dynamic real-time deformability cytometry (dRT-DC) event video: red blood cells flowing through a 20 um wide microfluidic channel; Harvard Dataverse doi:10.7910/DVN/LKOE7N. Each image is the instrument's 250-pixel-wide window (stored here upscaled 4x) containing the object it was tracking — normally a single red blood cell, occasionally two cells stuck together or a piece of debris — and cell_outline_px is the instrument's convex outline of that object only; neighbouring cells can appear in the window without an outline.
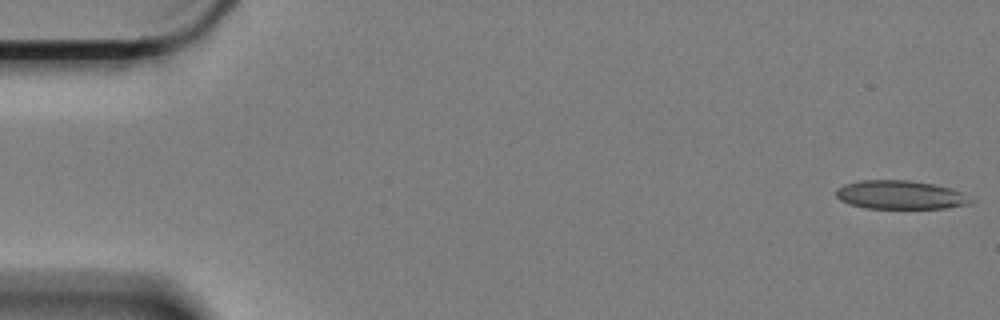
{"species": "Egyptian fruit bat (a non-hibernating species)", "species_latin": "Rousettus aegyptiacus", "temperature_condition": "cold", "stored_images_in_passage": 16, "camera_frame_rate_fps": 3000, "um_per_image_px": 0.085, "animal": {"sex": "female"}, "frame": {"image": 1, "passage_image": 1, "time_ms": 0.0, "image_size_px": [1000, 320], "cell_outline_px": [[976, 200], [972, 204], [944, 208], [868, 208], [848, 204], [840, 200], [836, 196], [836, 188], [844, 184], [860, 180], [912, 180], [932, 184], [948, 188], [960, 192]], "centroid_in_image_um": [76.52, 16.56], "position_along_channel_um": 8.5, "area_um2": 22.54}}
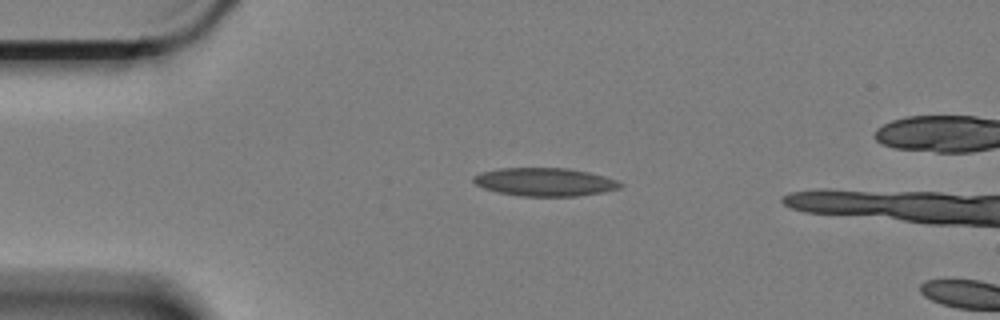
{"frame": {"image": 2, "passage_image": 13, "time_ms": 4.0, "image_size_px": [1000, 320], "cell_outline_px": [[624, 184], [620, 188], [604, 192], [576, 196], [524, 196], [500, 192], [484, 188], [476, 184], [472, 180], [472, 176], [480, 172], [500, 168], [564, 168], [588, 172], [604, 176], [616, 180]], "centroid_in_image_um": [46.31, 15.46], "position_along_channel_um": 38.7, "area_um2": 23.99}}